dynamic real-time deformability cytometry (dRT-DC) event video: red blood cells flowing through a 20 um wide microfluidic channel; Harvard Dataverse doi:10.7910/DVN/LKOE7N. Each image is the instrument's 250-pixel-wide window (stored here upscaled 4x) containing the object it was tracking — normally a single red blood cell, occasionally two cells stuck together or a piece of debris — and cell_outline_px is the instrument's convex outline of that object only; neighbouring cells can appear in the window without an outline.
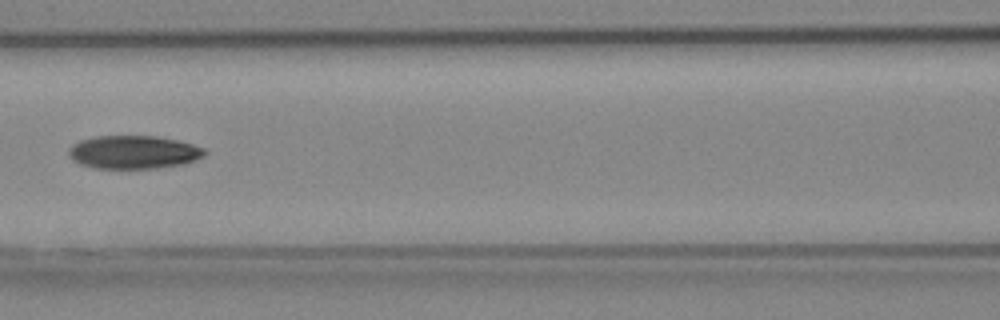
{"species": "Egyptian fruit bat (a non-hibernating species)", "species_latin": "Rousettus aegyptiacus", "temperature_condition": "cold", "stored_images_in_passage": 32, "camera_frame_rate_fps": 3000, "um_per_image_px": 0.085, "animal": {"sex": "female"}, "frame": {"image": 1, "passage_image": 10, "time_ms": 3.0, "image_size_px": [1000, 320], "cell_outline_px": [[208, 152], [204, 156], [196, 160], [184, 164], [156, 168], [92, 168], [80, 164], [72, 160], [68, 156], [68, 148], [72, 144], [80, 140], [96, 136], [156, 136], [176, 140], [192, 144], [204, 148]], "centroid_in_image_um": [11.34, 12.93], "position_along_channel_um": 155.3, "area_um2": 26.53}}